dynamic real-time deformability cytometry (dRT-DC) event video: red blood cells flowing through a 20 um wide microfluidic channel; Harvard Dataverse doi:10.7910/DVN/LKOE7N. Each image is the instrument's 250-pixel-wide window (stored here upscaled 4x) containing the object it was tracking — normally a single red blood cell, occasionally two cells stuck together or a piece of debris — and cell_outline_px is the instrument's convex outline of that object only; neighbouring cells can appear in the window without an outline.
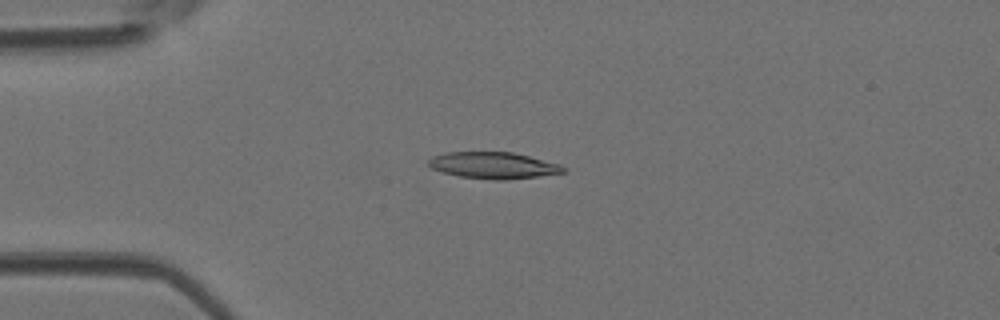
{"species": "Egyptian fruit bat (a non-hibernating species)", "species_latin": "Rousettus aegyptiacus", "temperature_condition": "room temperature", "stored_images_in_passage": 36, "camera_frame_rate_fps": 3000, "um_per_image_px": 0.085, "animal": {"sex": "female"}, "frame": {"image": 1, "passage_image": 2, "time_ms": 0.333, "image_size_px": [1000, 320], "cell_outline_px": [[564, 172], [540, 176], [504, 180], [496, 180], [460, 176], [444, 172], [432, 168], [428, 164], [428, 160], [432, 156], [444, 152], [512, 152], [560, 164], [564, 168]], "centroid_in_image_um": [41.91, 14.05], "position_along_channel_um": 43.1, "area_um2": 20.63}}
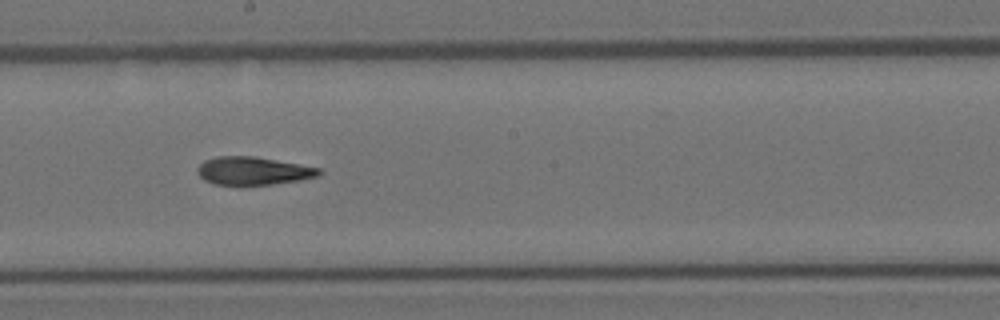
{"frame": {"image": 2, "passage_image": 16, "time_ms": 5.0, "image_size_px": [1000, 320], "cell_outline_px": [[324, 172], [320, 176], [300, 180], [272, 184], [240, 188], [212, 184], [204, 180], [196, 172], [196, 168], [204, 160], [216, 156], [252, 156], [300, 164], [320, 168]], "centroid_in_image_um": [21.48, 14.57], "position_along_channel_um": 226.7, "area_um2": 20.75}}
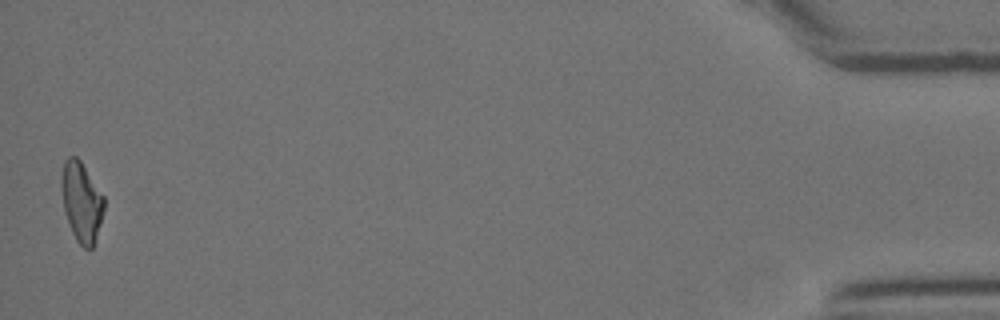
{"frame": {"image": 3, "passage_image": 36, "time_ms": 11.667, "image_size_px": [1000, 320], "cell_outline_px": [[104, 208], [96, 236], [92, 248], [84, 248], [76, 240], [72, 232], [64, 212], [60, 188], [60, 176], [64, 160], [68, 156], [76, 156], [80, 160], [104, 196]], "centroid_in_image_um": [6.89, 17.11], "position_along_channel_um": 428.3, "area_um2": 19.83}}